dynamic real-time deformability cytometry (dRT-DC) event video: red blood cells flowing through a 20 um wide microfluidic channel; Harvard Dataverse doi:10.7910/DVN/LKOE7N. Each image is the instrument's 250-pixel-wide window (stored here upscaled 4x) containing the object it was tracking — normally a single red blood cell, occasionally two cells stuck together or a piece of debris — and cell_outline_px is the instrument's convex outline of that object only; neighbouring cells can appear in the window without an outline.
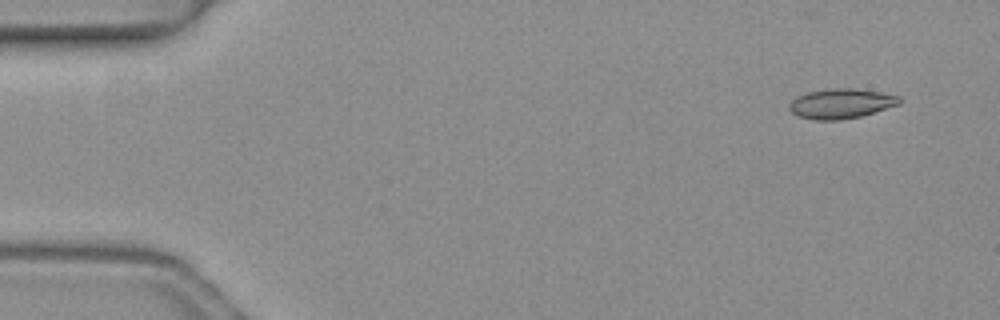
{"species": "common noctule bat (a hibernating species)", "species_latin": "Nyctalus noctula", "temperature_condition": "warm", "stored_images_in_passage": 4, "camera_frame_rate_fps": 3000, "um_per_image_px": 0.085, "animal": {"sex": "female", "body_mass_g": 19.3, "forearm_length_mm": 54.1}, "frame": {"image": 1, "passage_image": 1, "time_ms": 0.0, "image_size_px": [1000, 320], "cell_outline_px": [[904, 100], [900, 104], [860, 116], [840, 120], [812, 120], [796, 116], [788, 108], [788, 104], [796, 96], [808, 92], [832, 88], [856, 88], [880, 92], [900, 96]], "centroid_in_image_um": [71.48, 8.8], "position_along_channel_um": 13.5, "area_um2": 19.36}}
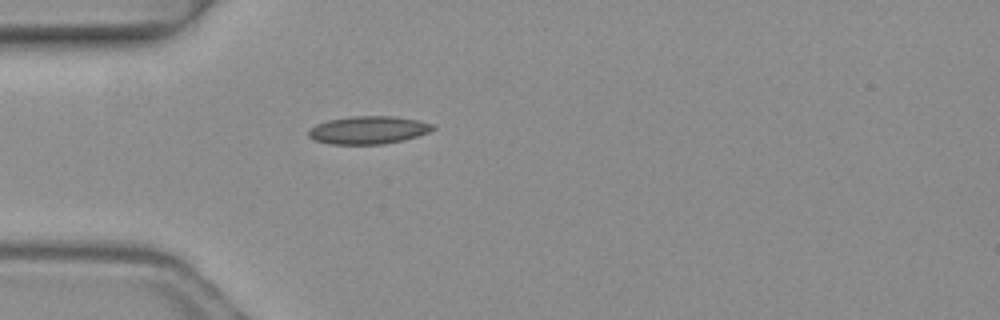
{"frame": {"image": 2, "passage_image": 4, "time_ms": 1.0, "image_size_px": [1000, 320], "cell_outline_px": [[436, 128], [428, 132], [404, 140], [384, 144], [332, 144], [312, 140], [308, 136], [308, 128], [316, 124], [328, 120], [352, 116], [392, 116], [420, 120], [436, 124]], "centroid_in_image_um": [31.31, 11.05], "position_along_channel_um": 53.7, "area_um2": 20.4}}